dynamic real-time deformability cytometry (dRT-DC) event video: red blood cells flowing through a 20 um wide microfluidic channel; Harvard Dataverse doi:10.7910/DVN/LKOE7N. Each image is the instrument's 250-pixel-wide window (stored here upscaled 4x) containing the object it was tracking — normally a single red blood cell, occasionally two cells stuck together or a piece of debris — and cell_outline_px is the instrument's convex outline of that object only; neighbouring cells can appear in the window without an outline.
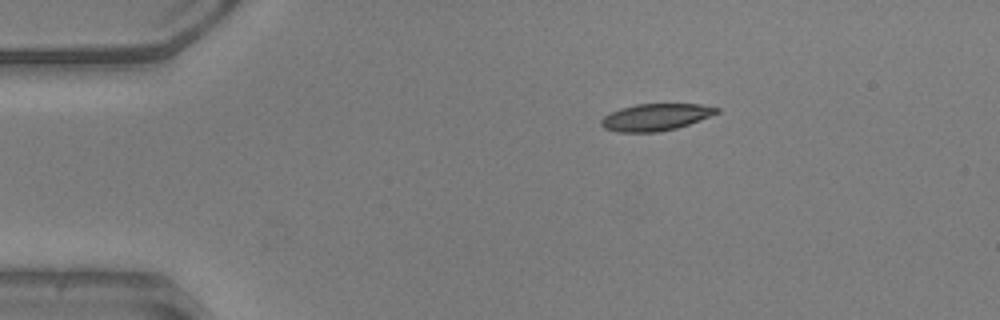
{"species": "common noctule bat (a hibernating species)", "species_latin": "Nyctalus noctula", "temperature_condition": "warm", "stored_images_in_passage": 43, "camera_frame_rate_fps": 3000, "um_per_image_px": 0.085, "animal": {"sex": "male", "body_mass_g": 20.5, "forearm_length_mm": 52.5}, "frame": {"image": 1, "passage_image": 1, "time_ms": 0.0, "image_size_px": [1000, 320], "cell_outline_px": [[720, 112], [688, 124], [676, 128], [656, 132], [616, 132], [604, 128], [600, 124], [600, 120], [604, 116], [620, 108], [636, 104], [700, 104], [720, 108]], "centroid_in_image_um": [55.71, 9.95], "position_along_channel_um": 29.3, "area_um2": 18.03}}
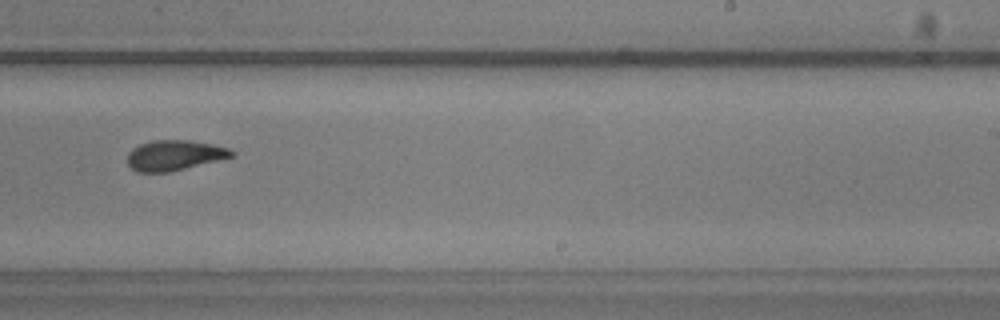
{"frame": {"image": 2, "passage_image": 24, "time_ms": 7.667, "image_size_px": [1000, 320], "cell_outline_px": [[236, 156], [168, 172], [136, 172], [128, 164], [128, 152], [132, 148], [140, 144], [152, 140], [188, 140], [212, 144], [228, 148], [236, 152]], "centroid_in_image_um": [14.84, 13.19], "position_along_channel_um": 274.2, "area_um2": 18.38}}
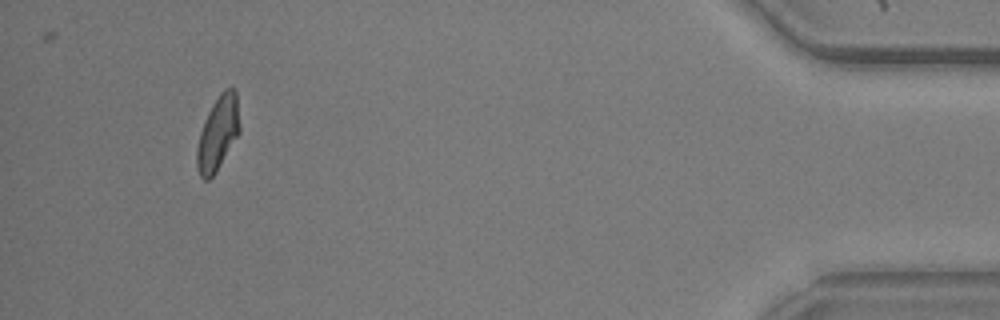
{"frame": {"image": 3, "passage_image": 40, "time_ms": 13.0, "image_size_px": [1000, 320], "cell_outline_px": [[240, 132], [216, 172], [208, 180], [204, 180], [200, 176], [196, 164], [196, 148], [200, 132], [204, 120], [212, 104], [220, 92], [224, 88], [236, 88], [240, 128]], "centroid_in_image_um": [18.52, 11.31], "position_along_channel_um": 416.7, "area_um2": 18.61}, "authors_computed_cell_mechanics": {"area_um2": 18.7272, "velocity_mm_per_s": 3.9499, "shape_relaxation_time_tau1_ms": 4.0165, "shape_relaxation_time_tau2_ms": 2.7121, "deformation_change_tau1": 0.1618, "deformation_change_tau2": 0.0932}}